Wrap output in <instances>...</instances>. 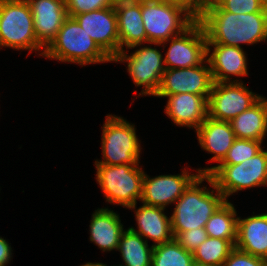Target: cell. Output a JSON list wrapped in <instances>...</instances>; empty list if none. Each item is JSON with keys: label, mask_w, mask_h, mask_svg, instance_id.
<instances>
[{"label": "cell", "mask_w": 267, "mask_h": 266, "mask_svg": "<svg viewBox=\"0 0 267 266\" xmlns=\"http://www.w3.org/2000/svg\"><path fill=\"white\" fill-rule=\"evenodd\" d=\"M96 182L107 203L129 208L141 200L144 170L139 164H94Z\"/></svg>", "instance_id": "5"}, {"label": "cell", "mask_w": 267, "mask_h": 266, "mask_svg": "<svg viewBox=\"0 0 267 266\" xmlns=\"http://www.w3.org/2000/svg\"><path fill=\"white\" fill-rule=\"evenodd\" d=\"M262 97L249 90L243 82H214L208 99V116L230 122Z\"/></svg>", "instance_id": "11"}, {"label": "cell", "mask_w": 267, "mask_h": 266, "mask_svg": "<svg viewBox=\"0 0 267 266\" xmlns=\"http://www.w3.org/2000/svg\"><path fill=\"white\" fill-rule=\"evenodd\" d=\"M201 148L213 154L209 161L221 163L227 156L236 136L229 121H219L209 116L195 130Z\"/></svg>", "instance_id": "20"}, {"label": "cell", "mask_w": 267, "mask_h": 266, "mask_svg": "<svg viewBox=\"0 0 267 266\" xmlns=\"http://www.w3.org/2000/svg\"><path fill=\"white\" fill-rule=\"evenodd\" d=\"M220 0H201V2L206 6L209 7L213 4H217Z\"/></svg>", "instance_id": "35"}, {"label": "cell", "mask_w": 267, "mask_h": 266, "mask_svg": "<svg viewBox=\"0 0 267 266\" xmlns=\"http://www.w3.org/2000/svg\"><path fill=\"white\" fill-rule=\"evenodd\" d=\"M137 204L128 209L135 210L137 230L129 227L133 232L141 235L147 242L152 240L153 246L168 243L174 239L171 227V218L165 215L164 208L142 204L136 209Z\"/></svg>", "instance_id": "19"}, {"label": "cell", "mask_w": 267, "mask_h": 266, "mask_svg": "<svg viewBox=\"0 0 267 266\" xmlns=\"http://www.w3.org/2000/svg\"><path fill=\"white\" fill-rule=\"evenodd\" d=\"M235 246L229 241L209 237L193 252L194 263L206 266H222Z\"/></svg>", "instance_id": "26"}, {"label": "cell", "mask_w": 267, "mask_h": 266, "mask_svg": "<svg viewBox=\"0 0 267 266\" xmlns=\"http://www.w3.org/2000/svg\"><path fill=\"white\" fill-rule=\"evenodd\" d=\"M117 250L125 264L118 266H151L153 245L129 228L123 231Z\"/></svg>", "instance_id": "24"}, {"label": "cell", "mask_w": 267, "mask_h": 266, "mask_svg": "<svg viewBox=\"0 0 267 266\" xmlns=\"http://www.w3.org/2000/svg\"><path fill=\"white\" fill-rule=\"evenodd\" d=\"M139 49L127 54L128 50L124 49L112 60L116 63H127V72L131 76L136 87L142 86L140 96H155L158 91L162 75L166 70L162 52L151 46H142L137 44L127 49ZM142 46V47H140Z\"/></svg>", "instance_id": "9"}, {"label": "cell", "mask_w": 267, "mask_h": 266, "mask_svg": "<svg viewBox=\"0 0 267 266\" xmlns=\"http://www.w3.org/2000/svg\"><path fill=\"white\" fill-rule=\"evenodd\" d=\"M213 78L208 61L188 68L166 69L160 87L155 95H176L191 93L209 99Z\"/></svg>", "instance_id": "12"}, {"label": "cell", "mask_w": 267, "mask_h": 266, "mask_svg": "<svg viewBox=\"0 0 267 266\" xmlns=\"http://www.w3.org/2000/svg\"><path fill=\"white\" fill-rule=\"evenodd\" d=\"M37 41L46 48L69 17L65 0H27Z\"/></svg>", "instance_id": "16"}, {"label": "cell", "mask_w": 267, "mask_h": 266, "mask_svg": "<svg viewBox=\"0 0 267 266\" xmlns=\"http://www.w3.org/2000/svg\"><path fill=\"white\" fill-rule=\"evenodd\" d=\"M204 181L212 190L201 186ZM225 201L213 179L208 174L199 175L174 203L175 207L170 216L174 238L180 232L204 228L211 215Z\"/></svg>", "instance_id": "2"}, {"label": "cell", "mask_w": 267, "mask_h": 266, "mask_svg": "<svg viewBox=\"0 0 267 266\" xmlns=\"http://www.w3.org/2000/svg\"><path fill=\"white\" fill-rule=\"evenodd\" d=\"M193 266H206V265H200V264L195 263Z\"/></svg>", "instance_id": "39"}, {"label": "cell", "mask_w": 267, "mask_h": 266, "mask_svg": "<svg viewBox=\"0 0 267 266\" xmlns=\"http://www.w3.org/2000/svg\"><path fill=\"white\" fill-rule=\"evenodd\" d=\"M208 238L204 228L192 229L180 232L175 240L187 251L193 253L199 245Z\"/></svg>", "instance_id": "31"}, {"label": "cell", "mask_w": 267, "mask_h": 266, "mask_svg": "<svg viewBox=\"0 0 267 266\" xmlns=\"http://www.w3.org/2000/svg\"><path fill=\"white\" fill-rule=\"evenodd\" d=\"M147 43H162L183 33L196 19L167 0H141Z\"/></svg>", "instance_id": "8"}, {"label": "cell", "mask_w": 267, "mask_h": 266, "mask_svg": "<svg viewBox=\"0 0 267 266\" xmlns=\"http://www.w3.org/2000/svg\"><path fill=\"white\" fill-rule=\"evenodd\" d=\"M193 253L183 248L175 238L153 246L151 266H193Z\"/></svg>", "instance_id": "27"}, {"label": "cell", "mask_w": 267, "mask_h": 266, "mask_svg": "<svg viewBox=\"0 0 267 266\" xmlns=\"http://www.w3.org/2000/svg\"><path fill=\"white\" fill-rule=\"evenodd\" d=\"M234 205L225 201L209 218L204 229L209 237L237 241L238 217Z\"/></svg>", "instance_id": "25"}, {"label": "cell", "mask_w": 267, "mask_h": 266, "mask_svg": "<svg viewBox=\"0 0 267 266\" xmlns=\"http://www.w3.org/2000/svg\"><path fill=\"white\" fill-rule=\"evenodd\" d=\"M102 157L94 164H140L141 144L134 124L121 116L108 114L102 126Z\"/></svg>", "instance_id": "7"}, {"label": "cell", "mask_w": 267, "mask_h": 266, "mask_svg": "<svg viewBox=\"0 0 267 266\" xmlns=\"http://www.w3.org/2000/svg\"><path fill=\"white\" fill-rule=\"evenodd\" d=\"M222 266H267V260L234 248Z\"/></svg>", "instance_id": "32"}, {"label": "cell", "mask_w": 267, "mask_h": 266, "mask_svg": "<svg viewBox=\"0 0 267 266\" xmlns=\"http://www.w3.org/2000/svg\"><path fill=\"white\" fill-rule=\"evenodd\" d=\"M73 18L112 60L119 54V34L114 6L81 13Z\"/></svg>", "instance_id": "14"}, {"label": "cell", "mask_w": 267, "mask_h": 266, "mask_svg": "<svg viewBox=\"0 0 267 266\" xmlns=\"http://www.w3.org/2000/svg\"><path fill=\"white\" fill-rule=\"evenodd\" d=\"M80 266H106V264H104V263H92V262H87V263H85V264H83V265H80Z\"/></svg>", "instance_id": "36"}, {"label": "cell", "mask_w": 267, "mask_h": 266, "mask_svg": "<svg viewBox=\"0 0 267 266\" xmlns=\"http://www.w3.org/2000/svg\"><path fill=\"white\" fill-rule=\"evenodd\" d=\"M12 248L6 239L0 236V266H6L12 258Z\"/></svg>", "instance_id": "34"}, {"label": "cell", "mask_w": 267, "mask_h": 266, "mask_svg": "<svg viewBox=\"0 0 267 266\" xmlns=\"http://www.w3.org/2000/svg\"><path fill=\"white\" fill-rule=\"evenodd\" d=\"M224 11L233 14H249L253 12H267L258 0H220L217 3Z\"/></svg>", "instance_id": "30"}, {"label": "cell", "mask_w": 267, "mask_h": 266, "mask_svg": "<svg viewBox=\"0 0 267 266\" xmlns=\"http://www.w3.org/2000/svg\"><path fill=\"white\" fill-rule=\"evenodd\" d=\"M260 5L267 10V0H258Z\"/></svg>", "instance_id": "37"}, {"label": "cell", "mask_w": 267, "mask_h": 266, "mask_svg": "<svg viewBox=\"0 0 267 266\" xmlns=\"http://www.w3.org/2000/svg\"><path fill=\"white\" fill-rule=\"evenodd\" d=\"M116 0H65L69 17L114 6Z\"/></svg>", "instance_id": "29"}, {"label": "cell", "mask_w": 267, "mask_h": 266, "mask_svg": "<svg viewBox=\"0 0 267 266\" xmlns=\"http://www.w3.org/2000/svg\"><path fill=\"white\" fill-rule=\"evenodd\" d=\"M212 47L213 50H211ZM206 60L214 82H243L241 79H231V76L246 77L249 75L246 52L243 48L223 44H207Z\"/></svg>", "instance_id": "15"}, {"label": "cell", "mask_w": 267, "mask_h": 266, "mask_svg": "<svg viewBox=\"0 0 267 266\" xmlns=\"http://www.w3.org/2000/svg\"><path fill=\"white\" fill-rule=\"evenodd\" d=\"M263 142L258 140L236 138L228 150L227 156L218 165H235L252 158L263 148Z\"/></svg>", "instance_id": "28"}, {"label": "cell", "mask_w": 267, "mask_h": 266, "mask_svg": "<svg viewBox=\"0 0 267 266\" xmlns=\"http://www.w3.org/2000/svg\"><path fill=\"white\" fill-rule=\"evenodd\" d=\"M196 172L208 174L225 200L233 193L253 187L267 186V150L264 148L252 158L235 165H215L199 168Z\"/></svg>", "instance_id": "4"}, {"label": "cell", "mask_w": 267, "mask_h": 266, "mask_svg": "<svg viewBox=\"0 0 267 266\" xmlns=\"http://www.w3.org/2000/svg\"><path fill=\"white\" fill-rule=\"evenodd\" d=\"M8 1H15V0H0V3L1 2H8Z\"/></svg>", "instance_id": "38"}, {"label": "cell", "mask_w": 267, "mask_h": 266, "mask_svg": "<svg viewBox=\"0 0 267 266\" xmlns=\"http://www.w3.org/2000/svg\"><path fill=\"white\" fill-rule=\"evenodd\" d=\"M230 124L236 138L263 142L267 135V98L262 97L251 108L233 118Z\"/></svg>", "instance_id": "23"}, {"label": "cell", "mask_w": 267, "mask_h": 266, "mask_svg": "<svg viewBox=\"0 0 267 266\" xmlns=\"http://www.w3.org/2000/svg\"><path fill=\"white\" fill-rule=\"evenodd\" d=\"M235 248L267 260V213L238 217Z\"/></svg>", "instance_id": "21"}, {"label": "cell", "mask_w": 267, "mask_h": 266, "mask_svg": "<svg viewBox=\"0 0 267 266\" xmlns=\"http://www.w3.org/2000/svg\"><path fill=\"white\" fill-rule=\"evenodd\" d=\"M119 34V52L137 44L147 43L142 20L141 0H116L114 4Z\"/></svg>", "instance_id": "18"}, {"label": "cell", "mask_w": 267, "mask_h": 266, "mask_svg": "<svg viewBox=\"0 0 267 266\" xmlns=\"http://www.w3.org/2000/svg\"><path fill=\"white\" fill-rule=\"evenodd\" d=\"M155 97L168 98L164 112L177 126L196 130L208 117V99L203 95L180 93Z\"/></svg>", "instance_id": "17"}, {"label": "cell", "mask_w": 267, "mask_h": 266, "mask_svg": "<svg viewBox=\"0 0 267 266\" xmlns=\"http://www.w3.org/2000/svg\"><path fill=\"white\" fill-rule=\"evenodd\" d=\"M44 50L43 57L81 66L112 62L72 17L65 20L56 37Z\"/></svg>", "instance_id": "3"}, {"label": "cell", "mask_w": 267, "mask_h": 266, "mask_svg": "<svg viewBox=\"0 0 267 266\" xmlns=\"http://www.w3.org/2000/svg\"><path fill=\"white\" fill-rule=\"evenodd\" d=\"M33 16L27 0L0 3V50L9 47L15 50H28L29 54L45 49L36 39Z\"/></svg>", "instance_id": "6"}, {"label": "cell", "mask_w": 267, "mask_h": 266, "mask_svg": "<svg viewBox=\"0 0 267 266\" xmlns=\"http://www.w3.org/2000/svg\"><path fill=\"white\" fill-rule=\"evenodd\" d=\"M198 21L205 31L207 44L241 48V44L254 45L267 40V12L233 14L213 4Z\"/></svg>", "instance_id": "1"}, {"label": "cell", "mask_w": 267, "mask_h": 266, "mask_svg": "<svg viewBox=\"0 0 267 266\" xmlns=\"http://www.w3.org/2000/svg\"><path fill=\"white\" fill-rule=\"evenodd\" d=\"M89 225L90 241L103 252L116 250L125 230L120 216L108 208H98L91 216Z\"/></svg>", "instance_id": "22"}, {"label": "cell", "mask_w": 267, "mask_h": 266, "mask_svg": "<svg viewBox=\"0 0 267 266\" xmlns=\"http://www.w3.org/2000/svg\"><path fill=\"white\" fill-rule=\"evenodd\" d=\"M168 2L185 9L191 16L198 20L205 12L207 7L201 0H167Z\"/></svg>", "instance_id": "33"}, {"label": "cell", "mask_w": 267, "mask_h": 266, "mask_svg": "<svg viewBox=\"0 0 267 266\" xmlns=\"http://www.w3.org/2000/svg\"><path fill=\"white\" fill-rule=\"evenodd\" d=\"M182 174L159 175L154 178L144 173L142 197L140 202L145 205L166 209L175 203L200 173L189 172L184 168Z\"/></svg>", "instance_id": "13"}, {"label": "cell", "mask_w": 267, "mask_h": 266, "mask_svg": "<svg viewBox=\"0 0 267 266\" xmlns=\"http://www.w3.org/2000/svg\"><path fill=\"white\" fill-rule=\"evenodd\" d=\"M170 44L165 52L164 64L166 69H179L198 66L207 59V37L201 23L196 20L183 33L162 43L151 45L163 46Z\"/></svg>", "instance_id": "10"}]
</instances>
